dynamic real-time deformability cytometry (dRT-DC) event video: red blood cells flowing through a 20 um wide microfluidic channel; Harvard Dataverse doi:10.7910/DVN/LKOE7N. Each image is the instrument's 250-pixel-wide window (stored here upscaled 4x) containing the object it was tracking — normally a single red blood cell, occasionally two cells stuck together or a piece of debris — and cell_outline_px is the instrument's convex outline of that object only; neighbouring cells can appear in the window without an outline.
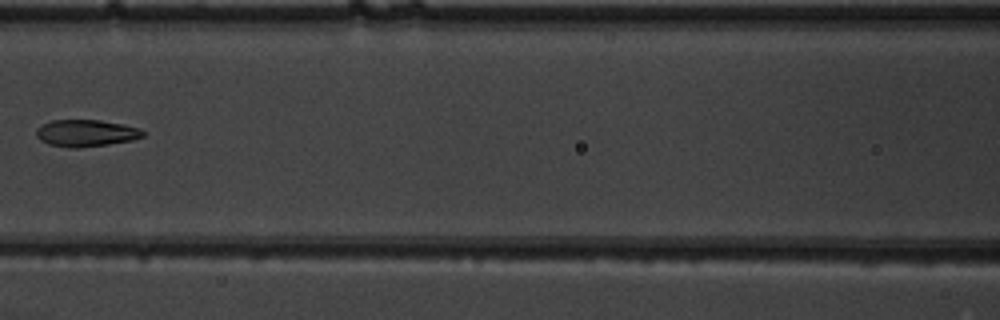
{"species": "common noctule bat (a hibernating species)", "species_latin": "Nyctalus noctula", "temperature_condition": "warm", "stored_images_in_passage": 3, "camera_frame_rate_fps": 3000, "um_per_image_px": 0.085, "animal": {"sex": "male", "body_mass_g": 19.5, "forearm_length_mm": 54.6}, "frame": {"image": 1, "passage_image": 3, "time_ms": 0.667, "image_size_px": [1000, 320], "cell_outline_px": [[144, 136], [132, 140], [108, 144], [76, 148], [72, 148], [48, 144], [40, 140], [36, 136], [36, 128], [52, 120], [100, 120], [124, 124], [140, 128], [144, 132]], "centroid_in_image_um": [7.31, 11.31], "position_along_channel_um": 159.3, "area_um2": 16.7}}